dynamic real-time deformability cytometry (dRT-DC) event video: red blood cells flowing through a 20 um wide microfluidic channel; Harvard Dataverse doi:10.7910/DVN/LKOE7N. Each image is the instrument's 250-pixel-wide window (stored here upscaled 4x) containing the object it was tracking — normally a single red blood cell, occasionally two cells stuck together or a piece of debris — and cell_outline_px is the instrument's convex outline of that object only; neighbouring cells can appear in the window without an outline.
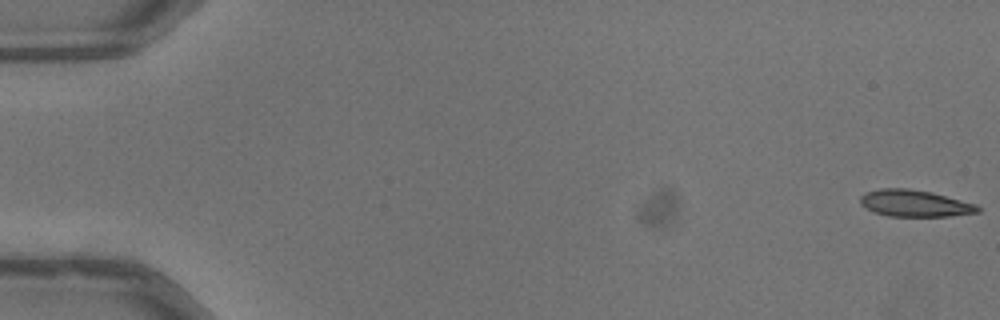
{"species": "common noctule bat (a hibernating species)", "species_latin": "Nyctalus noctula", "temperature_condition": "warm", "stored_images_in_passage": 30, "camera_frame_rate_fps": 3000, "um_per_image_px": 0.085, "animal": {"sex": "male", "body_mass_g": 13.3}, "frame": {"image": 1, "passage_image": 1, "time_ms": 0.0, "image_size_px": [1000, 320], "cell_outline_px": [[980, 212], [948, 216], [888, 216], [876, 212], [860, 204], [860, 196], [864, 192], [880, 188], [908, 188], [932, 192], [976, 204], [980, 208]], "centroid_in_image_um": [77.74, 17.27], "position_along_channel_um": 7.3, "area_um2": 18.26}}
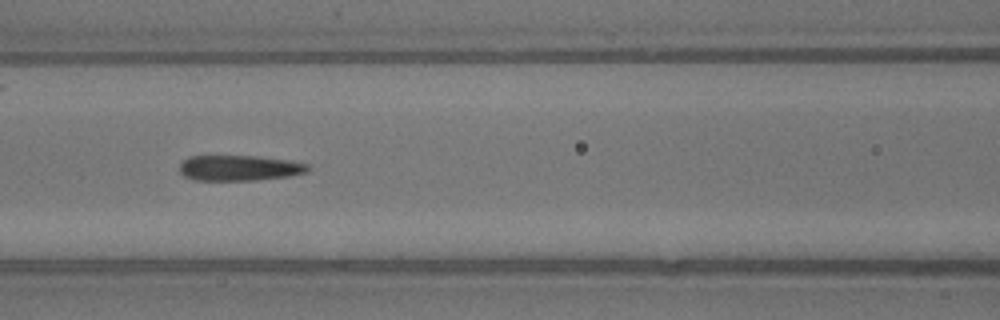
{"frame": {"image": 2, "passage_image": 24, "time_ms": 7.667, "image_size_px": [1000, 320], "cell_outline_px": [[308, 172], [288, 176], [256, 180], [196, 180], [184, 176], [180, 172], [180, 164], [188, 156], [256, 156], [292, 160], [308, 164]], "centroid_in_image_um": [20.35, 14.27], "position_along_channel_um": 146.2, "area_um2": 19.07}}
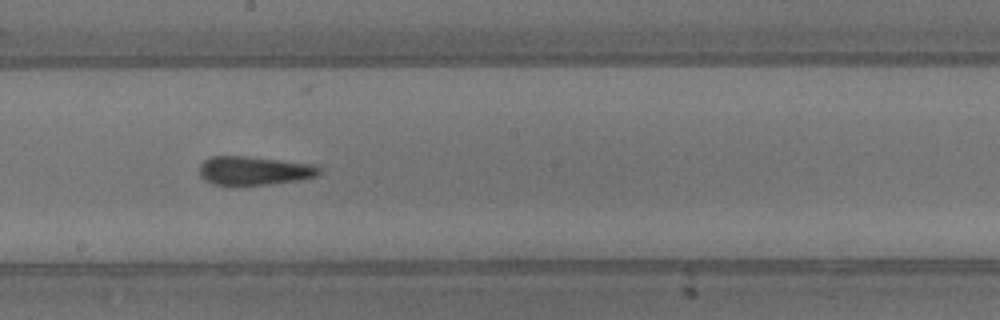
{"frame": {"image": 3, "passage_image": 30, "time_ms": 9.667, "image_size_px": [1000, 320], "cell_outline_px": [[324, 168], [316, 176], [300, 180], [272, 184], [232, 188], [212, 184], [204, 180], [200, 176], [200, 164], [204, 160], [212, 156], [244, 156], [312, 164]], "centroid_in_image_um": [21.56, 14.55], "position_along_channel_um": 226.6, "area_um2": 20.75}}